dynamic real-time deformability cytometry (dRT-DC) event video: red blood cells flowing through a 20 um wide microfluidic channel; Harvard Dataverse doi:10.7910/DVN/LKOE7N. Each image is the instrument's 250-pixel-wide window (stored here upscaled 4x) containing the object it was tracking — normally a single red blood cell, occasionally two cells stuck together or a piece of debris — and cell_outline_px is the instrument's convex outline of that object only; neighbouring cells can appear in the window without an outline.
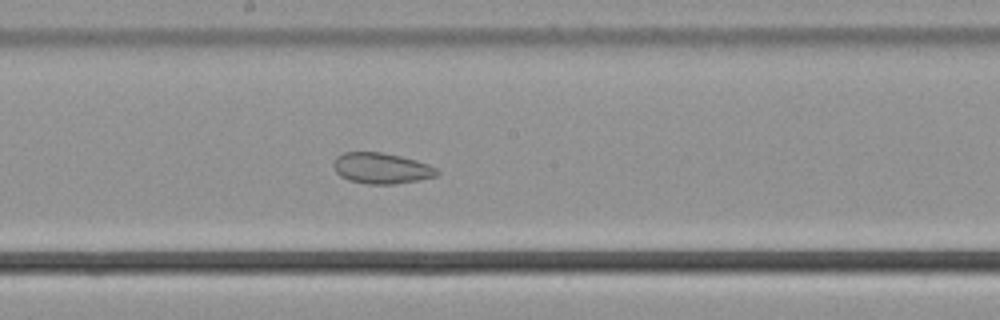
{"species": "common noctule bat (a hibernating species)", "species_latin": "Nyctalus noctula", "temperature_condition": "cold", "stored_images_in_passage": 57, "camera_frame_rate_fps": 3000, "um_per_image_px": 0.085, "animal": {"sex": "male", "body_mass_g": 21.5, "forearm_length_mm": 52.0}, "frame": {"image": 1, "passage_image": 32, "time_ms": 10.333, "image_size_px": [1000, 320], "cell_outline_px": [[440, 172], [436, 176], [420, 180], [392, 184], [368, 184], [348, 180], [340, 176], [336, 172], [332, 164], [336, 156], [344, 152], [380, 152], [400, 156], [416, 160], [428, 164], [436, 168]], "centroid_in_image_um": [32.4, 14.3], "position_along_channel_um": 215.8, "area_um2": 18.67}}
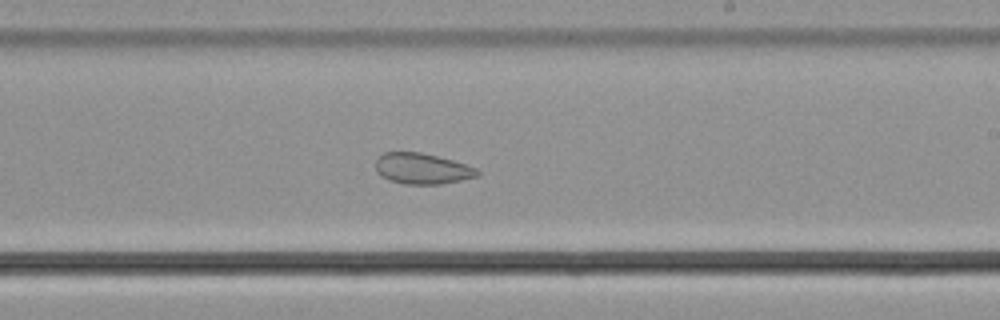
{"frame": {"image": 2, "passage_image": 35, "time_ms": 11.333, "image_size_px": [1000, 320], "cell_outline_px": [[480, 176], [440, 184], [404, 184], [388, 180], [380, 176], [376, 172], [376, 160], [384, 152], [420, 152], [452, 160], [476, 168], [480, 172]], "centroid_in_image_um": [35.86, 14.34], "position_along_channel_um": 253.1, "area_um2": 18.26}}
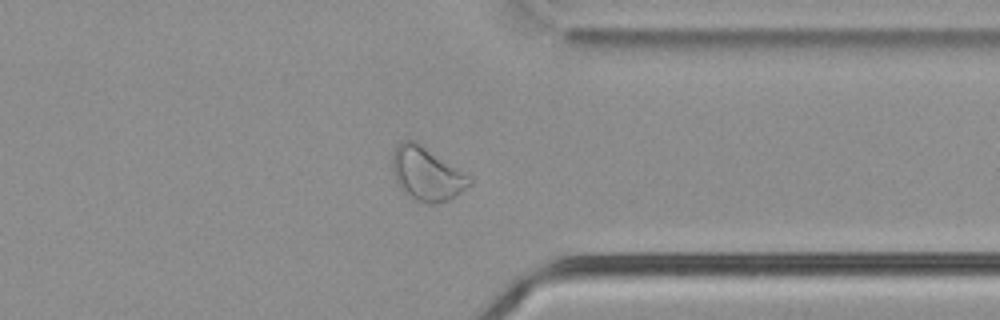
{"frame": {"image": 3, "passage_image": 45, "time_ms": 14.667, "image_size_px": [1000, 320], "cell_outline_px": [[472, 184], [456, 196], [448, 200], [432, 204], [428, 204], [412, 200], [400, 188], [396, 180], [392, 168], [392, 152], [396, 144], [404, 140], [416, 140], [472, 176]], "centroid_in_image_um": [36.28, 14.76], "position_along_channel_um": 375.1, "area_um2": 24.62}, "authors_computed_cell_mechanics": {"area_um2": 27.3972, "velocity_mm_per_s": 3.744, "shape_relaxation_time_tau1_ms": null, "shape_relaxation_time_tau2_ms": 3.5078, "deformation_change_tau1": null, "deformation_change_tau2": 0.0859}}